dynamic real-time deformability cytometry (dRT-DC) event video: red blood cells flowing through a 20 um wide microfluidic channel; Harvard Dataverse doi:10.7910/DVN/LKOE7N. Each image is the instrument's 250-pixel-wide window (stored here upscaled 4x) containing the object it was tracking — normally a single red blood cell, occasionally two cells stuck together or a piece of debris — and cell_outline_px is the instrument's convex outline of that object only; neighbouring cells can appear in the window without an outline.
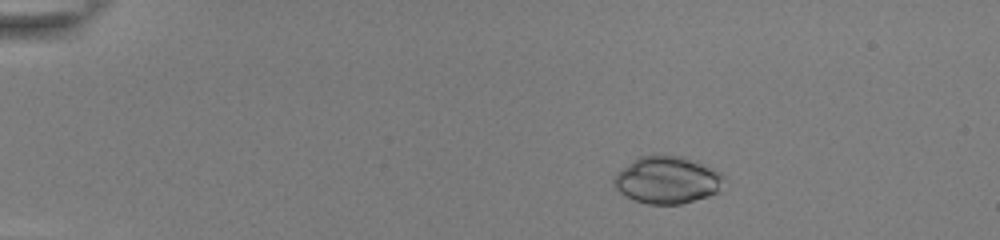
{"species": "common noctule bat (a hibernating species)", "species_latin": "Nyctalus noctula", "temperature_condition": "room temperature", "stored_images_in_passage": 54, "camera_frame_rate_fps": 3000, "um_per_image_px": 0.085, "animal": {"sex": "female", "body_mass_g": 22.0, "forearm_length_mm": 56.7}, "frame": {"image": 1, "passage_image": 10, "time_ms": 3.0, "image_size_px": [1000, 240], "cell_outline_px": [[728, 180], [720, 192], [708, 196], [680, 204], [648, 204], [636, 200], [620, 192], [612, 184], [612, 180], [624, 168], [640, 156], [680, 156], [696, 160], [720, 172]], "centroid_in_image_um": [56.81, 15.31], "position_along_channel_um": 28.2, "area_um2": 30.11}}
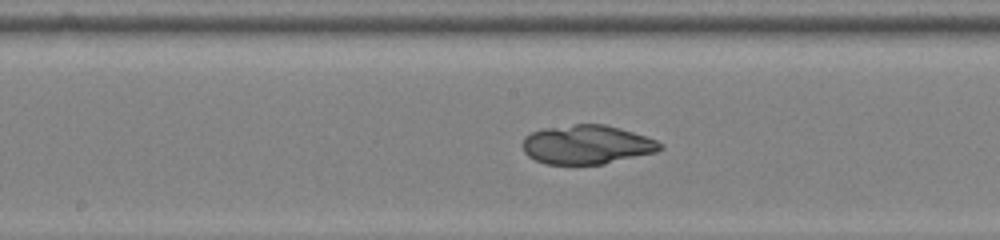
{"frame": {"image": 2, "passage_image": 30, "time_ms": 9.667, "image_size_px": [1000, 240], "cell_outline_px": [[664, 148], [656, 152], [604, 164], [544, 164], [528, 156], [524, 152], [524, 136], [532, 132], [544, 128], [576, 124], [604, 124], [620, 128], [656, 140], [664, 144]], "centroid_in_image_um": [49.9, 12.3], "position_along_channel_um": 198.3, "area_um2": 31.21}}
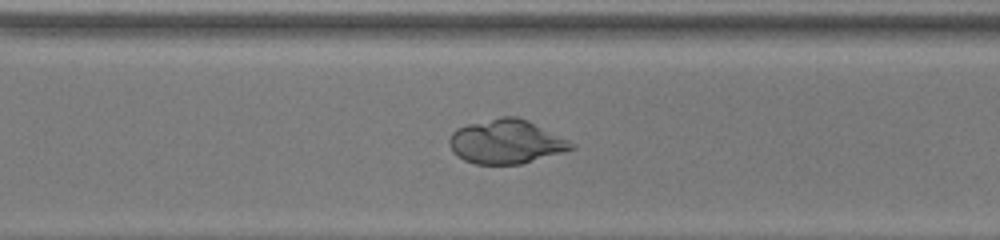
{"frame": {"image": 3, "passage_image": 40, "time_ms": 13.0, "image_size_px": [1000, 240], "cell_outline_px": [[576, 148], [520, 164], [476, 164], [464, 160], [456, 156], [452, 152], [448, 144], [448, 140], [452, 132], [456, 128], [468, 124], [500, 116], [516, 116], [528, 120], [576, 144]], "centroid_in_image_um": [42.98, 12.04], "position_along_channel_um": 327.6, "area_um2": 31.39}}